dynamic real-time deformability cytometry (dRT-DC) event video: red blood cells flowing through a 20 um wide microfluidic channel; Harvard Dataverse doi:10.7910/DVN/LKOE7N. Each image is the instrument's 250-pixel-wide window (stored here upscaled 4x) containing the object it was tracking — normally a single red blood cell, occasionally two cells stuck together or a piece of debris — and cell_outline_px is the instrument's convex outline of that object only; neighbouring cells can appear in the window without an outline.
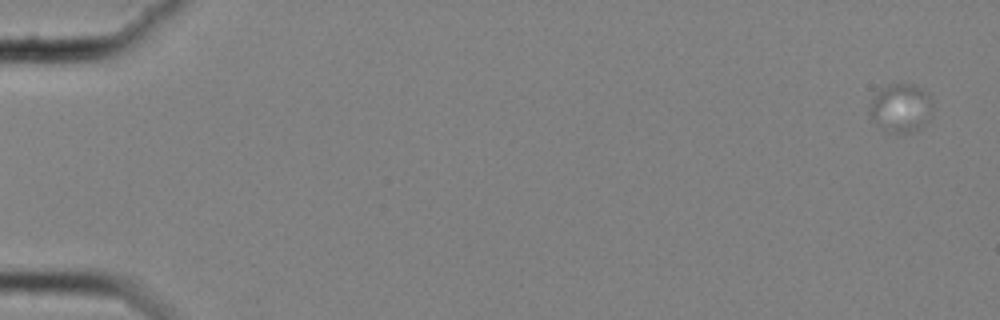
{"species": "common noctule bat (a hibernating species)", "species_latin": "Nyctalus noctula", "temperature_condition": "cold", "stored_images_in_passage": 23, "camera_frame_rate_fps": 3000, "um_per_image_px": 0.085, "animal": {"sex": "female", "body_mass_g": 25.1}, "frame": {"image": 1, "passage_image": 4, "time_ms": 1.0, "image_size_px": [1000, 320], "cell_outline_px": [[928, 120], [920, 128], [908, 132], [896, 132], [872, 116], [868, 112], [868, 108], [872, 100], [888, 84], [916, 84], [928, 96]], "centroid_in_image_um": [76.57, 9.12], "position_along_channel_um": 8.4, "area_um2": 16.24}}
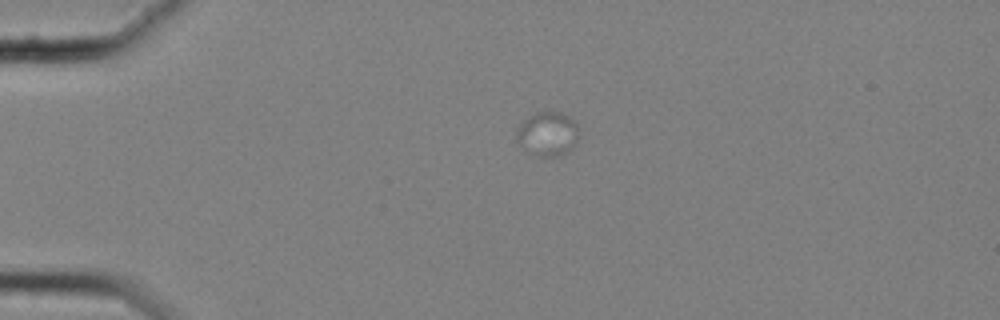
{"frame": {"image": 2, "passage_image": 17, "time_ms": 5.333, "image_size_px": [1000, 320], "cell_outline_px": [[576, 140], [572, 148], [568, 152], [560, 156], [540, 156], [528, 152], [520, 144], [516, 136], [516, 132], [520, 124], [524, 120], [536, 112], [556, 112], [568, 116], [576, 120]], "centroid_in_image_um": [46.54, 11.38], "position_along_channel_um": 38.5, "area_um2": 15.72}}